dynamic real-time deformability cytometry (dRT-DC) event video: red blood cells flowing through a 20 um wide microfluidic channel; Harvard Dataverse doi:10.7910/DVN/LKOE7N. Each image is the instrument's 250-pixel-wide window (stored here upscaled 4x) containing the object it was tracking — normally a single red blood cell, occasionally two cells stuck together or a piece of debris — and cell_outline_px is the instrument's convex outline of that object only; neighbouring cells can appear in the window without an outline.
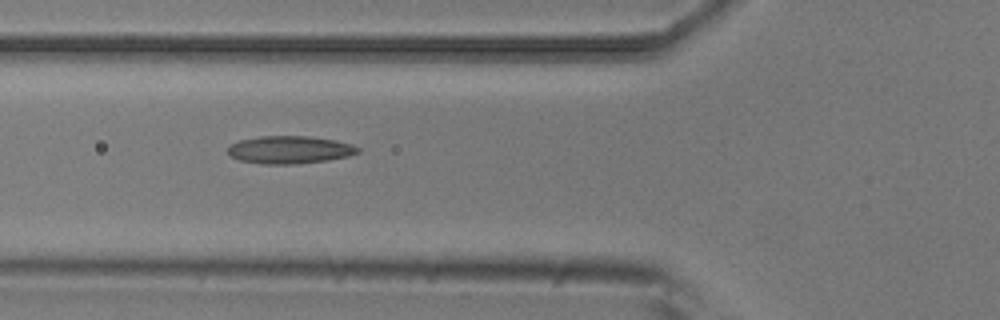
{"species": "common noctule bat (a hibernating species)", "species_latin": "Nyctalus noctula", "temperature_condition": "room temperature", "stored_images_in_passage": 9, "camera_frame_rate_fps": 3000, "um_per_image_px": 0.085, "animal": {"sex": "male", "body_mass_g": 20.5, "forearm_length_mm": 52.5}, "frame": {"image": 1, "passage_image": 6, "time_ms": 1.667, "image_size_px": [1000, 320], "cell_outline_px": [[360, 152], [348, 156], [328, 160], [296, 164], [260, 164], [240, 160], [232, 156], [228, 152], [228, 144], [240, 140], [260, 136], [308, 136], [336, 140], [352, 144], [360, 148]], "centroid_in_image_um": [24.63, 12.73], "position_along_channel_um": 101.2, "area_um2": 21.1}}
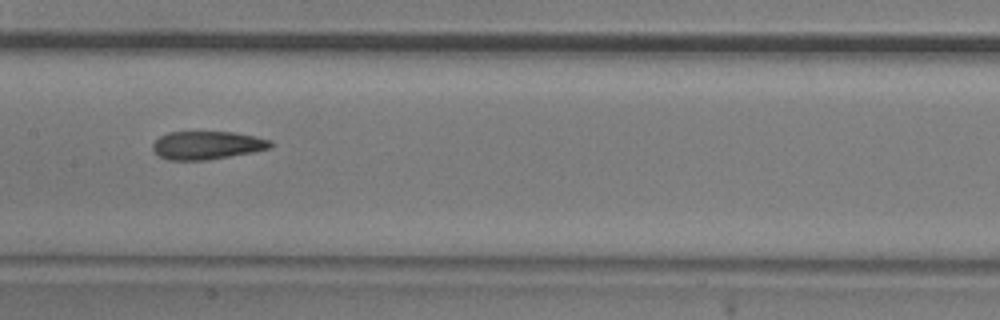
{"frame": {"image": 2, "passage_image": 8, "time_ms": 2.333, "image_size_px": [1000, 320], "cell_outline_px": [[272, 148], [252, 152], [204, 160], [168, 160], [160, 156], [152, 148], [152, 144], [160, 136], [168, 132], [236, 132], [256, 136], [272, 140]], "centroid_in_image_um": [17.62, 12.33], "position_along_channel_um": 189.8, "area_um2": 19.31}}
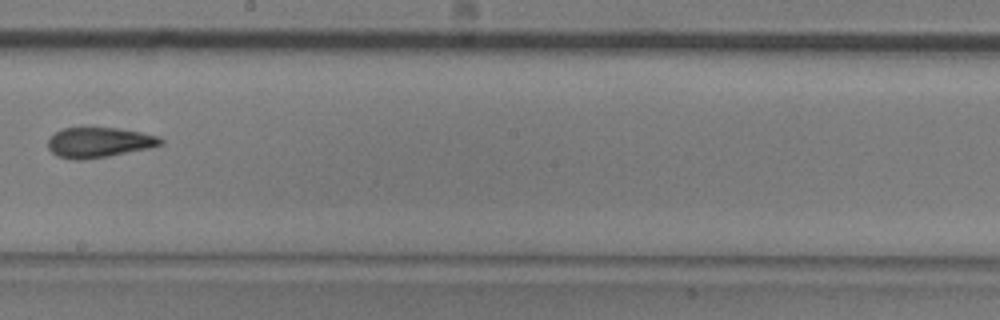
{"frame": {"image": 3, "passage_image": 9, "time_ms": 2.667, "image_size_px": [1000, 320], "cell_outline_px": [[164, 144], [148, 148], [108, 156], [84, 160], [72, 160], [56, 156], [48, 148], [48, 136], [64, 128], [116, 128], [140, 132], [160, 136], [164, 140]], "centroid_in_image_um": [8.4, 12.11], "position_along_channel_um": 239.8, "area_um2": 19.88}}